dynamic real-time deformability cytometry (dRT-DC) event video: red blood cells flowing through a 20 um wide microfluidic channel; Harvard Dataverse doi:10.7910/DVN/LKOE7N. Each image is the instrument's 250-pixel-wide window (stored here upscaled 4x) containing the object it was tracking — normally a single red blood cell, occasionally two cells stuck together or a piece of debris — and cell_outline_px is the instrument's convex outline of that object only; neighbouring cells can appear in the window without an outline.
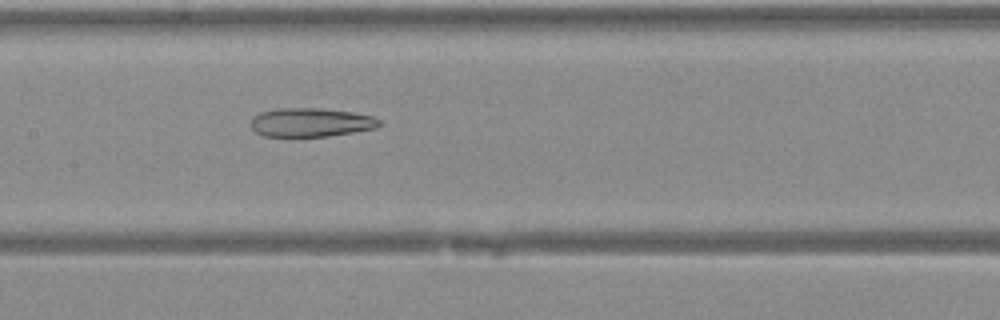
{"species": "Egyptian fruit bat (a non-hibernating species)", "species_latin": "Rousettus aegyptiacus", "temperature_condition": "warm", "stored_images_in_passage": 19, "camera_frame_rate_fps": 3000, "um_per_image_px": 0.085, "animal": {"sex": "female"}, "frame": {"image": 1, "passage_image": 9, "time_ms": 2.667, "image_size_px": [1000, 320], "cell_outline_px": [[380, 124], [376, 128], [328, 136], [264, 136], [256, 132], [252, 128], [252, 120], [260, 112], [280, 108], [320, 108], [352, 112], [372, 116], [380, 120]], "centroid_in_image_um": [26.43, 10.4], "position_along_channel_um": 181.0, "area_um2": 21.27}}
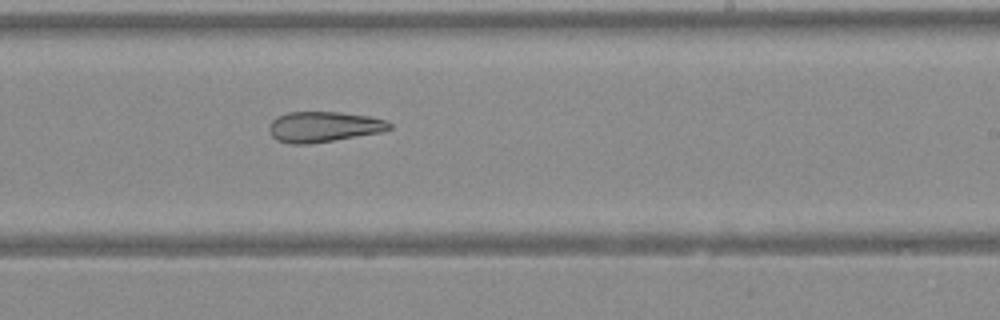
{"frame": {"image": 2, "passage_image": 14, "time_ms": 4.333, "image_size_px": [1000, 320], "cell_outline_px": [[392, 128], [380, 132], [308, 144], [292, 144], [276, 140], [272, 136], [268, 128], [272, 120], [276, 116], [288, 112], [336, 112], [368, 116], [384, 120], [392, 124]], "centroid_in_image_um": [27.46, 10.77], "position_along_channel_um": 261.5, "area_um2": 21.15}}
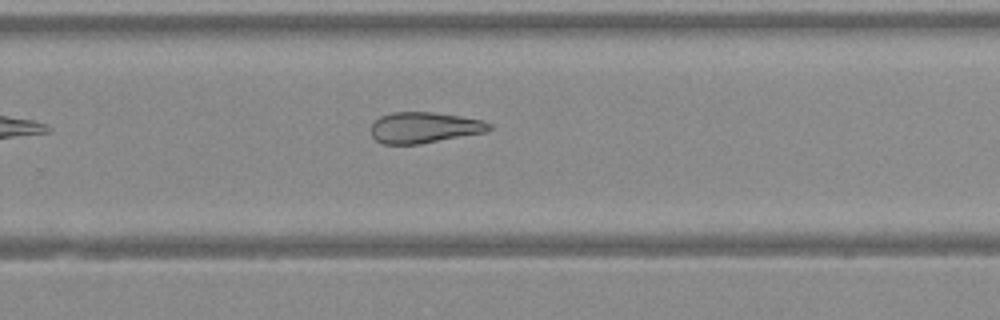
{"frame": {"image": 3, "passage_image": 16, "time_ms": 5.0, "image_size_px": [1000, 320], "cell_outline_px": [[492, 128], [488, 132], [420, 144], [380, 144], [372, 136], [372, 124], [380, 116], [392, 112], [432, 112], [460, 116], [480, 120], [492, 124]], "centroid_in_image_um": [36.07, 10.85], "position_along_channel_um": 293.7, "area_um2": 21.39}}